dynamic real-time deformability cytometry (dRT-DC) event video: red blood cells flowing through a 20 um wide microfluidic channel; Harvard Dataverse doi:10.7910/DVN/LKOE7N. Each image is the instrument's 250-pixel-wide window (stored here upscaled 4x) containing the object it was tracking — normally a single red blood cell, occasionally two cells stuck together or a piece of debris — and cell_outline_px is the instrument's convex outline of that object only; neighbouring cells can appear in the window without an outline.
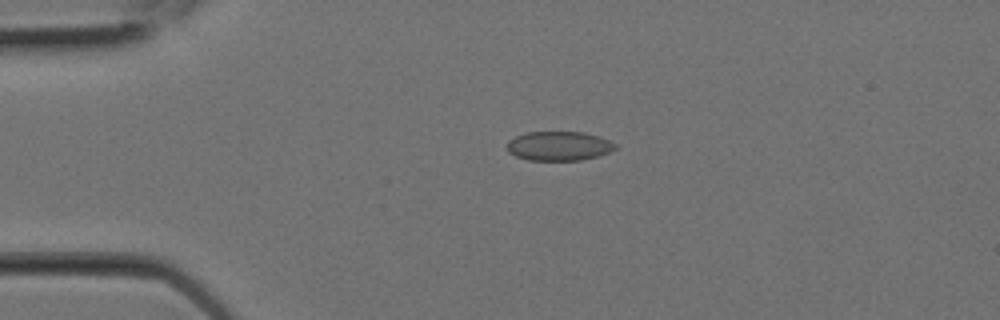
{"species": "Egyptian fruit bat (a non-hibernating species)", "species_latin": "Rousettus aegyptiacus", "temperature_condition": "room temperature", "stored_images_in_passage": 8, "camera_frame_rate_fps": 3000, "um_per_image_px": 0.085, "animal": {"sex": "female"}, "frame": {"image": 1, "passage_image": 5, "time_ms": 1.333, "image_size_px": [1000, 320], "cell_outline_px": [[616, 148], [612, 152], [600, 156], [580, 160], [528, 160], [516, 156], [508, 152], [508, 140], [516, 136], [528, 132], [584, 132], [600, 136], [616, 144]], "centroid_in_image_um": [47.54, 12.41], "position_along_channel_um": 37.5, "area_um2": 18.55}}
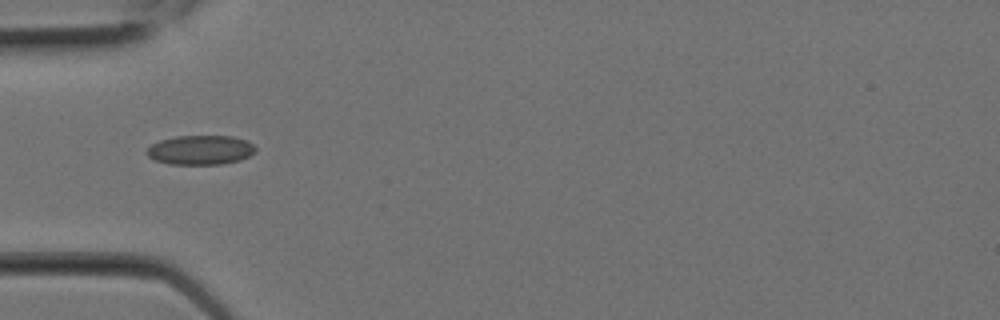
{"frame": {"image": 2, "passage_image": 7, "time_ms": 2.0, "image_size_px": [1000, 320], "cell_outline_px": [[256, 152], [240, 160], [220, 164], [168, 164], [156, 160], [148, 156], [144, 152], [152, 144], [160, 140], [176, 136], [232, 136], [248, 140], [256, 148]], "centroid_in_image_um": [17.04, 12.74], "position_along_channel_um": 68.0, "area_um2": 18.67}}
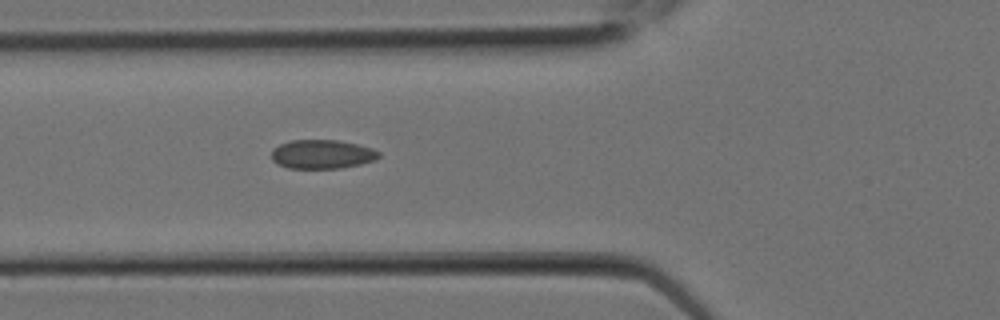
{"frame": {"image": 3, "passage_image": 8, "time_ms": 2.333, "image_size_px": [1000, 320], "cell_outline_px": [[380, 156], [376, 160], [360, 164], [340, 168], [288, 168], [276, 164], [272, 160], [272, 148], [280, 144], [292, 140], [340, 140], [372, 148], [380, 152]], "centroid_in_image_um": [27.37, 13.11], "position_along_channel_um": 98.4, "area_um2": 18.21}}